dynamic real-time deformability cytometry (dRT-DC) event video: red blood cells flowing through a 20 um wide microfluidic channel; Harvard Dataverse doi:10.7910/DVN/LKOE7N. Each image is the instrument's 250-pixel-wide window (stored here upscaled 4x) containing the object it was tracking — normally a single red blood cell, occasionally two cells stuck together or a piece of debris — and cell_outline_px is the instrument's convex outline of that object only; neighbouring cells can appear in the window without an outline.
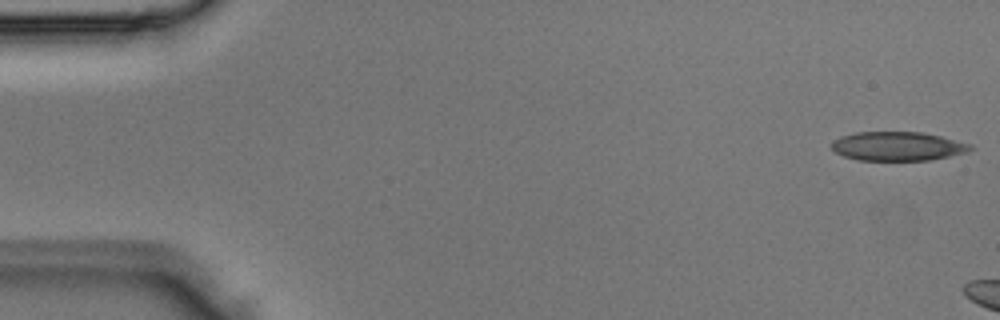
{"species": "Egyptian fruit bat (a non-hibernating species)", "species_latin": "Rousettus aegyptiacus", "temperature_condition": "room temperature", "stored_images_in_passage": 3, "camera_frame_rate_fps": 3000, "um_per_image_px": 0.085, "animal": {"sex": "male"}, "frame": {"image": 1, "passage_image": 1, "time_ms": 0.0, "image_size_px": [1000, 320], "cell_outline_px": [[976, 148], [968, 152], [928, 160], [860, 160], [844, 156], [836, 152], [832, 148], [832, 140], [840, 136], [856, 132], [920, 132], [940, 136], [972, 144]], "centroid_in_image_um": [76.32, 12.42], "position_along_channel_um": 8.7, "area_um2": 23.41}}